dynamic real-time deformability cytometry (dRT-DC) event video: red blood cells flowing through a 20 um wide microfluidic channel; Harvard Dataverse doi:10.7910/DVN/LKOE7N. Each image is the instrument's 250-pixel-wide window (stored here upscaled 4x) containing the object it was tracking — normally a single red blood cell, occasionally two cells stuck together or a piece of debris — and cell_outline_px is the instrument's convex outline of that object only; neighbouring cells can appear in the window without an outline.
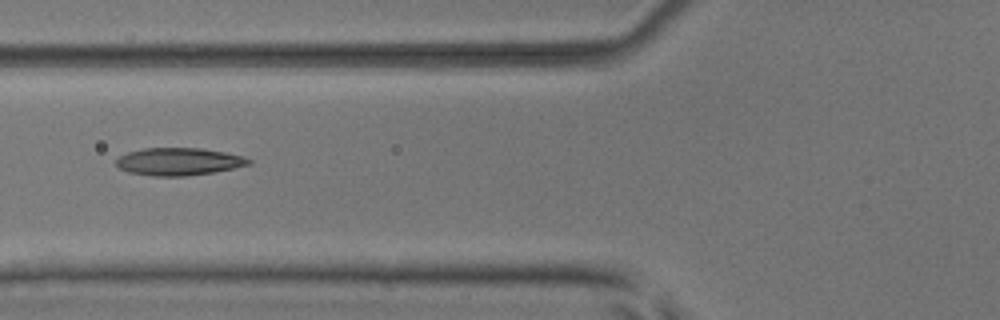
{"species": "common noctule bat (a hibernating species)", "species_latin": "Nyctalus noctula", "temperature_condition": "room temperature", "stored_images_in_passage": 7, "camera_frame_rate_fps": 3000, "um_per_image_px": 0.085, "animal": {"sex": "male", "body_mass_g": 17.9, "forearm_length_mm": 54.2}, "frame": {"image": 1, "passage_image": 7, "time_ms": 6.667, "image_size_px": [1000, 320], "cell_outline_px": [[252, 164], [212, 172], [184, 176], [152, 176], [128, 172], [120, 168], [116, 164], [116, 160], [120, 156], [128, 152], [144, 148], [200, 148], [224, 152], [244, 156], [252, 160]], "centroid_in_image_um": [15.2, 13.73], "position_along_channel_um": 110.6, "area_um2": 21.15}}